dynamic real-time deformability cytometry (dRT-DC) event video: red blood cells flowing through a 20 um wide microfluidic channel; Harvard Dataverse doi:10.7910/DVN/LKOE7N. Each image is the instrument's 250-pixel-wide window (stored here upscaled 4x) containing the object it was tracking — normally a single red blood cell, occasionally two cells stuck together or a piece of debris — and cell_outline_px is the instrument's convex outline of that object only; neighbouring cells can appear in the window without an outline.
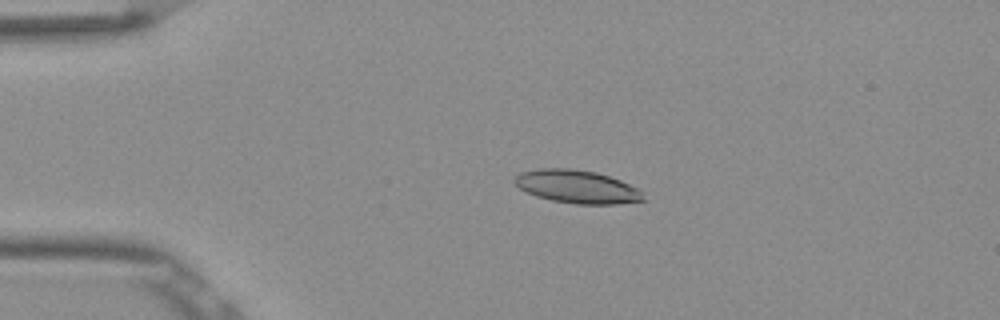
{"species": "Egyptian fruit bat (a non-hibernating species)", "species_latin": "Rousettus aegyptiacus", "temperature_condition": "room temperature", "stored_images_in_passage": 53, "camera_frame_rate_fps": 3000, "um_per_image_px": 0.085, "frame": {"image": 1, "passage_image": 12, "time_ms": 3.667, "image_size_px": [1000, 320], "cell_outline_px": [[644, 200], [616, 204], [576, 204], [552, 200], [536, 196], [520, 188], [512, 180], [520, 172], [540, 168], [568, 168], [596, 172], [620, 180], [644, 192]], "centroid_in_image_um": [49.04, 15.86], "position_along_channel_um": 36.0, "area_um2": 24.68}}
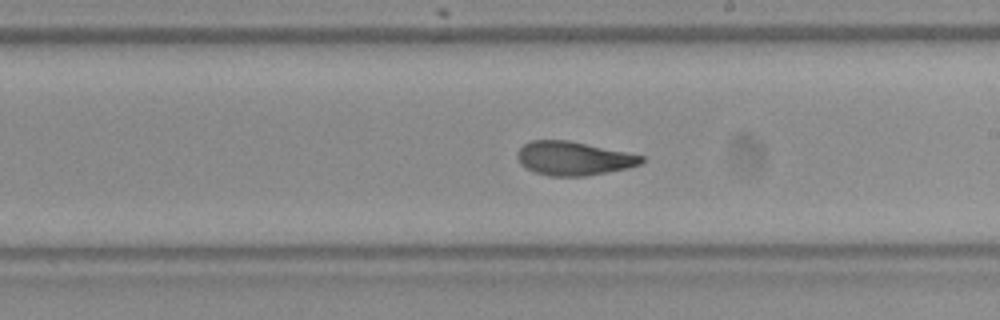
{"frame": {"image": 2, "passage_image": 31, "time_ms": 10.0, "image_size_px": [1000, 320], "cell_outline_px": [[644, 160], [640, 164], [628, 168], [584, 176], [548, 176], [536, 172], [520, 164], [516, 156], [516, 152], [524, 144], [532, 140], [568, 140], [644, 156]], "centroid_in_image_um": [48.72, 13.46], "position_along_channel_um": 240.3, "area_um2": 24.22}}
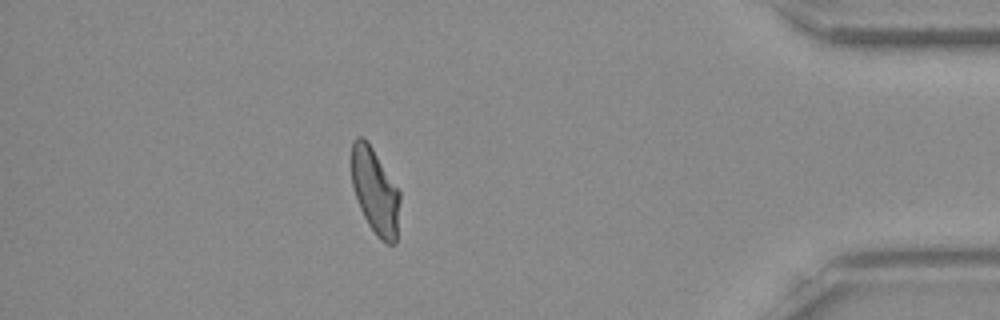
{"frame": {"image": 3, "passage_image": 47, "time_ms": 15.333, "image_size_px": [1000, 320], "cell_outline_px": [[400, 200], [396, 244], [388, 244], [380, 240], [376, 236], [368, 224], [360, 208], [352, 184], [352, 140], [356, 136], [360, 136], [372, 148], [400, 188]], "centroid_in_image_um": [31.91, 16.28], "position_along_channel_um": 403.3, "area_um2": 24.28}, "authors_computed_cell_mechanics": {"area_um2": 24.7384, "velocity_mm_per_s": 3.8654, "shape_relaxation_time_tau1_ms": 6.6162, "shape_relaxation_time_tau2_ms": 1.8847, "deformation_change_tau1": 0.2037, "deformation_change_tau2": 0.0829}}